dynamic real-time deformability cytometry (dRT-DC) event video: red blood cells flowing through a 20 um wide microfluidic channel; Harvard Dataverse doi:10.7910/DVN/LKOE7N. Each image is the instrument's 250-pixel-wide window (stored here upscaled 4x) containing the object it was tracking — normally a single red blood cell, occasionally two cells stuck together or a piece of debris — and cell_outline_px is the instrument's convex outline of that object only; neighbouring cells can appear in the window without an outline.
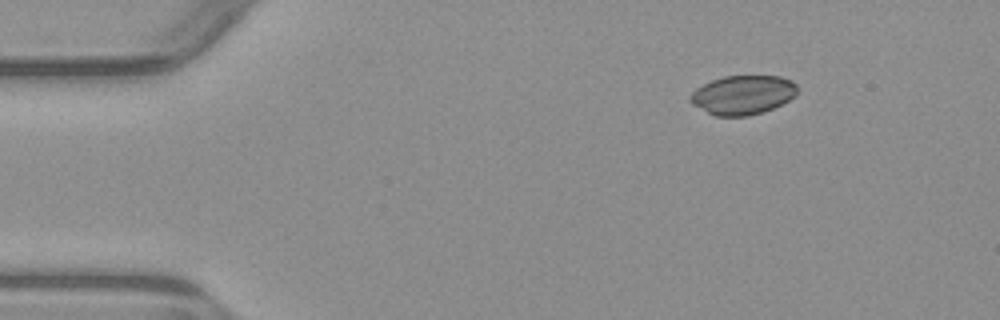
{"species": "common noctule bat (a hibernating species)", "species_latin": "Nyctalus noctula", "temperature_condition": "warm", "stored_images_in_passage": 5, "camera_frame_rate_fps": 3000, "um_per_image_px": 0.085, "animal": {"sex": "male", "body_mass_g": 23.1, "forearm_length_mm": 52.7}, "frame": {"image": 1, "passage_image": 5, "time_ms": 5.0, "image_size_px": [1000, 320], "cell_outline_px": [[796, 96], [764, 112], [748, 116], [716, 116], [692, 104], [688, 100], [688, 96], [696, 88], [712, 80], [724, 76], [780, 76], [792, 80], [796, 84]], "centroid_in_image_um": [63.13, 8.06], "position_along_channel_um": 21.9, "area_um2": 24.39}}